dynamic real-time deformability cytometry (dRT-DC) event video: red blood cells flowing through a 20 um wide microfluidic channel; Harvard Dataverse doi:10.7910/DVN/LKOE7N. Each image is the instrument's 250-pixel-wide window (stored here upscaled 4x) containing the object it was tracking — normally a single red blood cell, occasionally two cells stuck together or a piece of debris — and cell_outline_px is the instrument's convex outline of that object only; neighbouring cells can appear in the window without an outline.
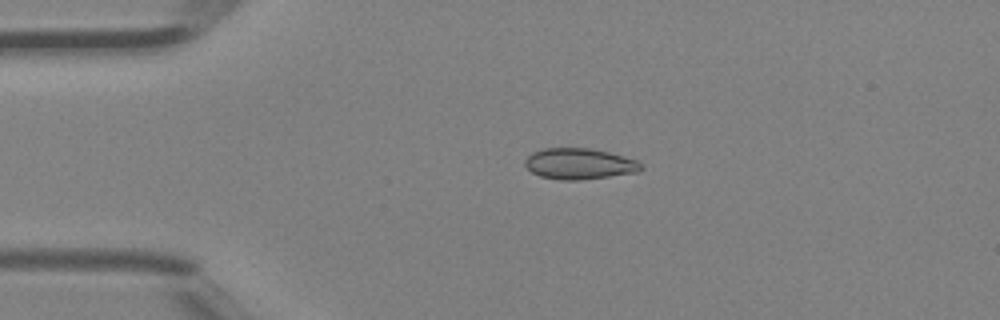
{"species": "Egyptian fruit bat (a non-hibernating species)", "species_latin": "Rousettus aegyptiacus", "temperature_condition": "room temperature", "stored_images_in_passage": 5, "camera_frame_rate_fps": 3000, "um_per_image_px": 0.085, "animal": {"sex": "female"}, "frame": {"image": 1, "passage_image": 3, "time_ms": 0.667, "image_size_px": [1000, 320], "cell_outline_px": [[644, 168], [640, 172], [580, 180], [560, 180], [540, 176], [532, 172], [524, 164], [524, 160], [532, 152], [544, 148], [588, 148], [608, 152], [636, 160]], "centroid_in_image_um": [49.23, 13.93], "position_along_channel_um": 35.8, "area_um2": 20.92}}
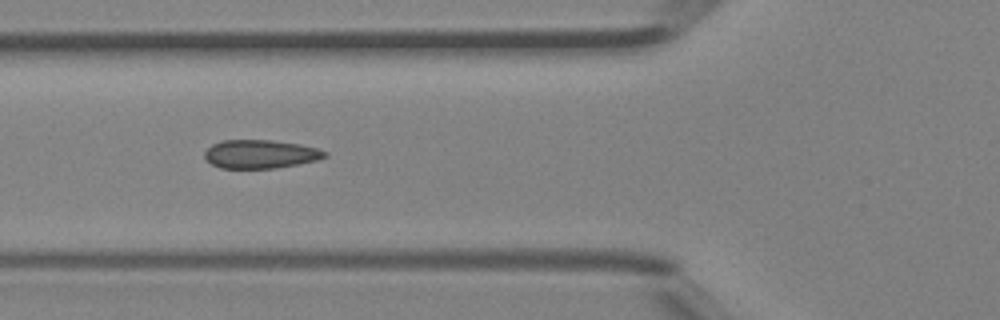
{"frame": {"image": 2, "passage_image": 5, "time_ms": 1.333, "image_size_px": [1000, 320], "cell_outline_px": [[328, 156], [316, 160], [276, 168], [220, 168], [212, 164], [204, 156], [204, 152], [212, 144], [224, 140], [268, 140], [300, 144], [316, 148], [328, 152]], "centroid_in_image_um": [22.13, 13.09], "position_along_channel_um": 103.7, "area_um2": 19.83}}